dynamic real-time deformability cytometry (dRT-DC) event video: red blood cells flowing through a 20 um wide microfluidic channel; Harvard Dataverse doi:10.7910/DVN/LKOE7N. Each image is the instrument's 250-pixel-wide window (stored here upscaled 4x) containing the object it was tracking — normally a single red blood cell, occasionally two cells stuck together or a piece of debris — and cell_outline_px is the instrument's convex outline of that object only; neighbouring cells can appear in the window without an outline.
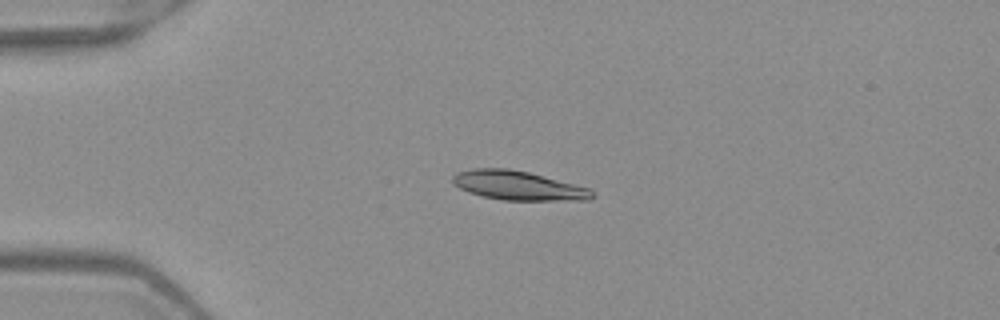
{"species": "Egyptian fruit bat (a non-hibernating species)", "species_latin": "Rousettus aegyptiacus", "temperature_condition": "warm", "stored_images_in_passage": 4, "camera_frame_rate_fps": 3000, "um_per_image_px": 0.085, "frame": {"image": 1, "passage_image": 3, "time_ms": 0.667, "image_size_px": [1000, 320], "cell_outline_px": [[596, 196], [588, 200], [500, 200], [468, 192], [452, 184], [452, 176], [456, 172], [472, 168], [508, 168], [528, 172], [588, 188]], "centroid_in_image_um": [43.98, 15.77], "position_along_channel_um": 41.0, "area_um2": 23.58}}